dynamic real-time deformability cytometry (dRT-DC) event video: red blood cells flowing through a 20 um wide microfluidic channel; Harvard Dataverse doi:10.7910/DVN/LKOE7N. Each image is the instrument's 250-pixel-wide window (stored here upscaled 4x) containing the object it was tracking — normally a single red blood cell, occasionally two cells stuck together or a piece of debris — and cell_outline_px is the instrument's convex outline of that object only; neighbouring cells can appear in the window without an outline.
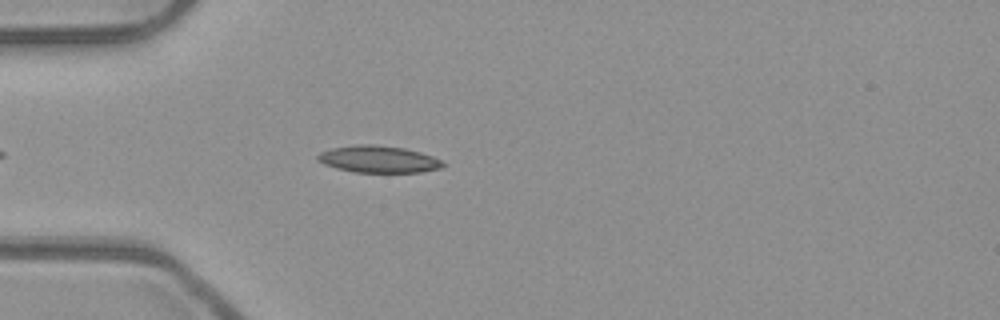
{"species": "common noctule bat (a hibernating species)", "species_latin": "Nyctalus noctula", "temperature_condition": "room temperature", "stored_images_in_passage": 30, "camera_frame_rate_fps": 3000, "um_per_image_px": 0.085, "animal": {"sex": "male", "body_mass_g": 23.1, "forearm_length_mm": 52.7}, "frame": {"image": 1, "passage_image": 7, "time_ms": 2.0, "image_size_px": [1000, 320], "cell_outline_px": [[444, 168], [420, 172], [352, 172], [336, 168], [324, 164], [316, 160], [316, 156], [320, 152], [332, 148], [356, 144], [376, 144], [404, 148], [420, 152], [432, 156], [440, 160], [444, 164]], "centroid_in_image_um": [32.15, 13.53], "position_along_channel_um": 52.9, "area_um2": 19.77}}
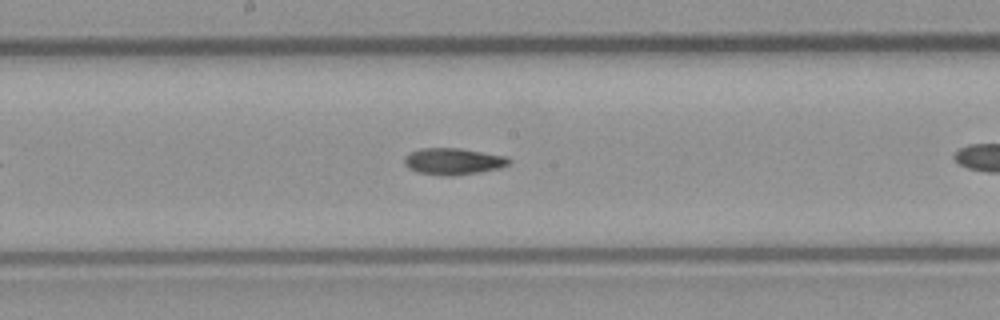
{"frame": {"image": 2, "passage_image": 16, "time_ms": 5.0, "image_size_px": [1000, 320], "cell_outline_px": [[512, 160], [508, 164], [500, 168], [480, 172], [452, 176], [444, 176], [416, 172], [408, 168], [404, 164], [404, 156], [420, 148], [460, 148], [508, 156]], "centroid_in_image_um": [38.53, 13.72], "position_along_channel_um": 209.7, "area_um2": 16.42}}
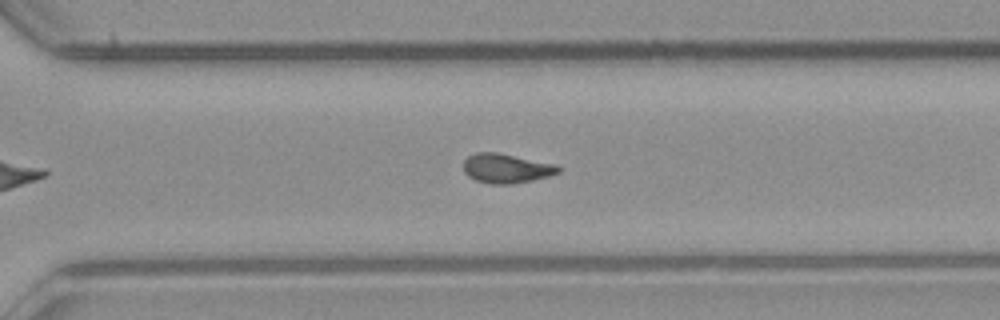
{"frame": {"image": 3, "passage_image": 25, "time_ms": 8.0, "image_size_px": [1000, 320], "cell_outline_px": [[560, 172], [548, 176], [532, 180], [512, 184], [488, 184], [476, 180], [468, 176], [464, 172], [464, 160], [468, 156], [476, 152], [496, 152], [556, 164], [560, 168]], "centroid_in_image_um": [43.02, 14.31], "position_along_channel_um": 327.6, "area_um2": 16.24}}